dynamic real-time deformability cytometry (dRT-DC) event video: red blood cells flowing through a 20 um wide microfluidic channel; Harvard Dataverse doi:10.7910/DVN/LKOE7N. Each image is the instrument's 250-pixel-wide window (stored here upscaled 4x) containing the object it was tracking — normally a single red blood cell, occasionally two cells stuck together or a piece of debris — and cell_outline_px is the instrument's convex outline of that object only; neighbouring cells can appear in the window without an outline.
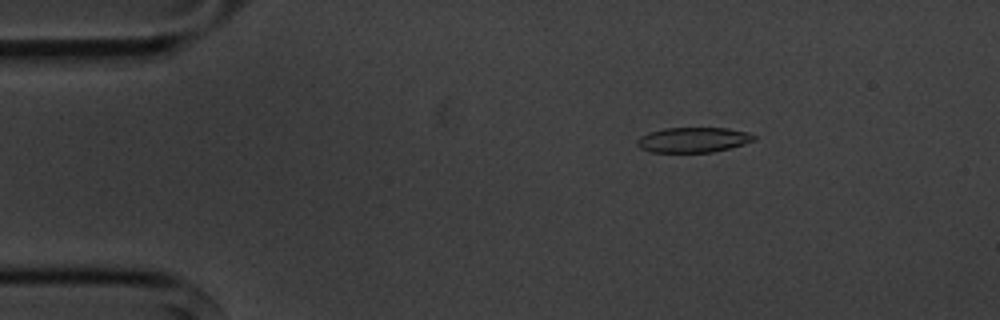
{"species": "common noctule bat (a hibernating species)", "species_latin": "Nyctalus noctula", "temperature_condition": "cold", "stored_images_in_passage": 4, "camera_frame_rate_fps": 3000, "um_per_image_px": 0.085, "animal": {"sex": "male", "body_mass_g": 20.1, "forearm_length_mm": 53.5}, "frame": {"image": 1, "passage_image": 1, "time_ms": 0.0, "image_size_px": [1000, 320], "cell_outline_px": [[756, 140], [744, 144], [712, 152], [652, 152], [640, 148], [636, 144], [636, 140], [640, 136], [664, 128], [728, 128], [748, 132], [756, 136]], "centroid_in_image_um": [58.93, 11.88], "position_along_channel_um": 26.1, "area_um2": 17.05}}